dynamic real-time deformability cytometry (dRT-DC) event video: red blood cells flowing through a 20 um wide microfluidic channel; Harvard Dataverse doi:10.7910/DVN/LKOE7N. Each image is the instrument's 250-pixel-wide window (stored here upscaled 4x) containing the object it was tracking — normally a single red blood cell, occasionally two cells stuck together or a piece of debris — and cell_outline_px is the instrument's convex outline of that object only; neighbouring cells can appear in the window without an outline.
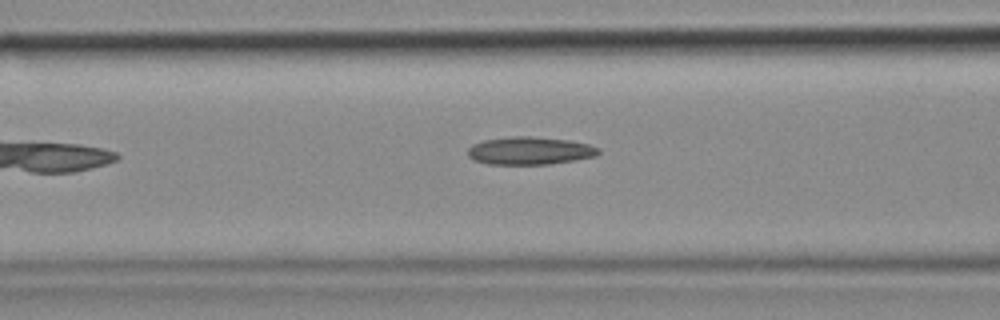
{"species": "common noctule bat (a hibernating species)", "species_latin": "Nyctalus noctula", "temperature_condition": "cold", "stored_images_in_passage": 6, "camera_frame_rate_fps": 3000, "um_per_image_px": 0.085, "animal": {"sex": "female", "body_mass_g": 18.4}, "frame": {"image": 1, "passage_image": 4, "time_ms": 1.0, "image_size_px": [1000, 320], "cell_outline_px": [[600, 152], [596, 156], [576, 160], [548, 164], [488, 164], [476, 160], [468, 156], [468, 148], [472, 144], [484, 140], [512, 136], [528, 136], [568, 140], [588, 144], [600, 148]], "centroid_in_image_um": [45.04, 12.81], "position_along_channel_um": 121.6, "area_um2": 21.1}}